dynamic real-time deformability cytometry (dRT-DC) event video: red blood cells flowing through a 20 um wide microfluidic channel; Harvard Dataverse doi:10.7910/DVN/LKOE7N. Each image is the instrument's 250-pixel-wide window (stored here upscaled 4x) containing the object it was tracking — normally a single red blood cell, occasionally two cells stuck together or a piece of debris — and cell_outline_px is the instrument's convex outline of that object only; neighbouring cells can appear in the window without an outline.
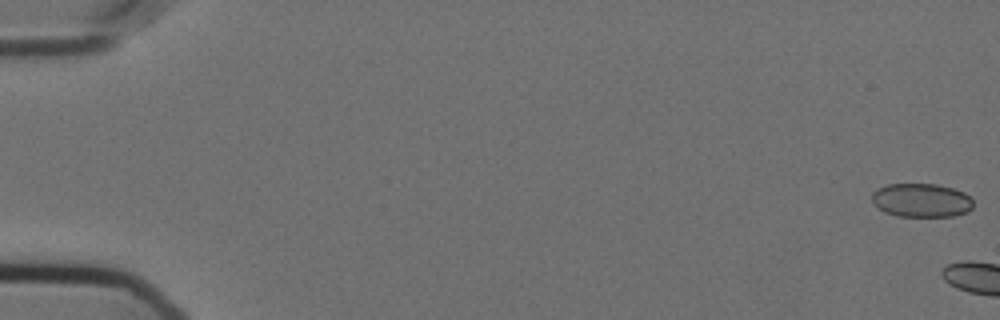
{"species": "Egyptian fruit bat (a non-hibernating species)", "species_latin": "Rousettus aegyptiacus", "temperature_condition": "cold", "stored_images_in_passage": 5, "camera_frame_rate_fps": 3000, "um_per_image_px": 0.085, "animal": {"sex": "female"}, "frame": {"image": 1, "passage_image": 1, "time_ms": 0.0, "image_size_px": [1000, 320], "cell_outline_px": [[972, 208], [968, 212], [952, 216], [896, 216], [884, 212], [872, 204], [872, 192], [888, 184], [936, 184], [952, 188], [964, 192], [972, 200]], "centroid_in_image_um": [78.3, 17.03], "position_along_channel_um": 6.7, "area_um2": 19.94}}